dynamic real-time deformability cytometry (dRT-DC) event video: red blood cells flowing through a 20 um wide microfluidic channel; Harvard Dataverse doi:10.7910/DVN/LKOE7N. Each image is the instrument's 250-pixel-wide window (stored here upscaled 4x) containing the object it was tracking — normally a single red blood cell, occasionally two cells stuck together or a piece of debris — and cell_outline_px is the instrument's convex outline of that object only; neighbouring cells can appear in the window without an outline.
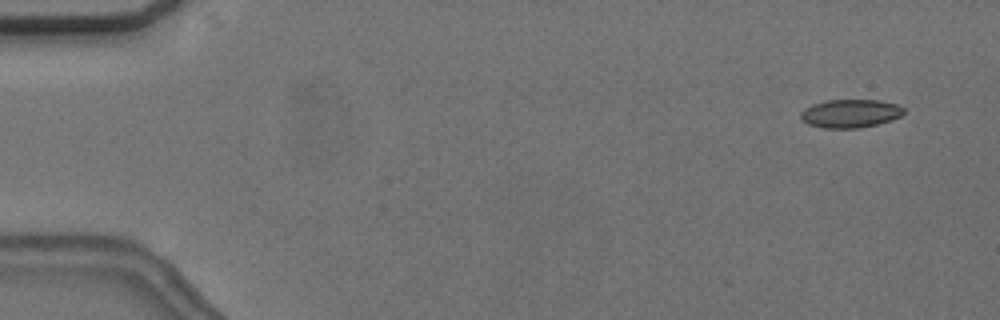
{"species": "common noctule bat (a hibernating species)", "species_latin": "Nyctalus noctula", "temperature_condition": "cold", "stored_images_in_passage": 10, "camera_frame_rate_fps": 3000, "um_per_image_px": 0.085, "animal": {"sex": "female", "body_mass_g": 24.6, "forearm_length_mm": 56.2}, "frame": {"image": 1, "passage_image": 2, "time_ms": 1.0, "image_size_px": [1000, 320], "cell_outline_px": [[904, 112], [900, 116], [876, 124], [856, 128], [824, 128], [808, 124], [800, 116], [800, 112], [804, 108], [812, 104], [824, 100], [876, 100], [896, 104], [904, 108]], "centroid_in_image_um": [72.23, 9.63], "position_along_channel_um": 12.8, "area_um2": 16.82}}
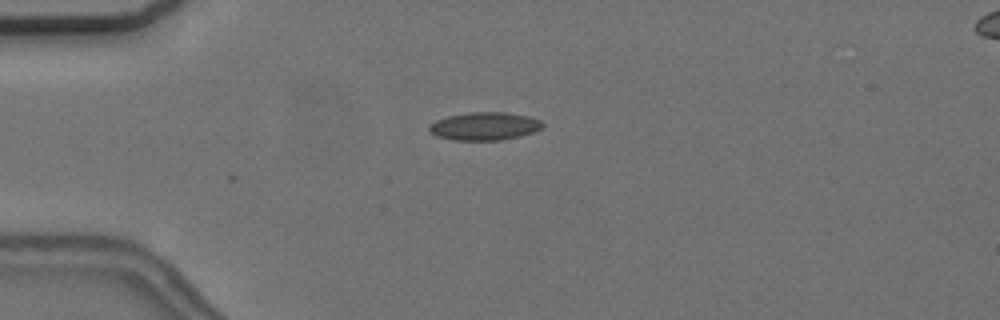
{"frame": {"image": 2, "passage_image": 5, "time_ms": 4.667, "image_size_px": [1000, 320], "cell_outline_px": [[544, 124], [540, 128], [532, 132], [520, 136], [500, 140], [456, 140], [436, 136], [428, 128], [436, 120], [448, 116], [472, 112], [508, 112], [528, 116], [540, 120]], "centroid_in_image_um": [41.2, 10.72], "position_along_channel_um": 43.8, "area_um2": 18.26}}
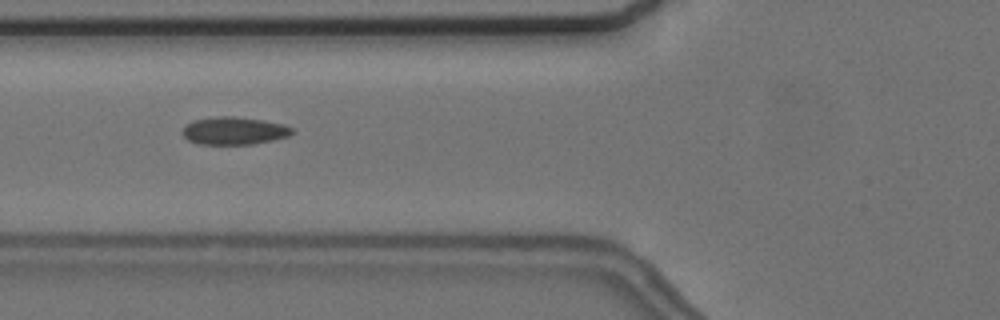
{"frame": {"image": 3, "passage_image": 7, "time_ms": 7.0, "image_size_px": [1000, 320], "cell_outline_px": [[296, 132], [288, 136], [272, 140], [252, 144], [196, 144], [188, 140], [184, 136], [184, 124], [196, 120], [216, 116], [236, 116], [264, 120], [284, 124], [292, 128]], "centroid_in_image_um": [19.92, 11.11], "position_along_channel_um": 105.9, "area_um2": 17.74}}